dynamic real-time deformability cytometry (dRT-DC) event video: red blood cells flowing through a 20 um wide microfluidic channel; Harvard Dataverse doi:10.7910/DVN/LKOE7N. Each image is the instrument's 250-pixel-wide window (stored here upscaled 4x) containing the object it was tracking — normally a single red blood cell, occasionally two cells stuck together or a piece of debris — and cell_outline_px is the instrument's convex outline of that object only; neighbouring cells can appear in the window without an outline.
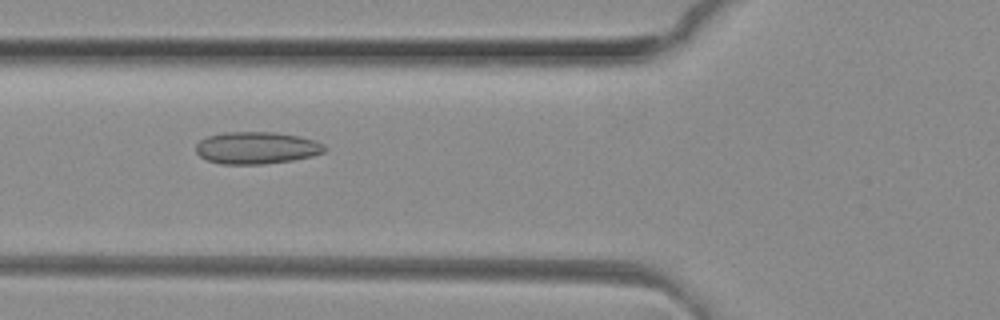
{"species": "common noctule bat (a hibernating species)", "species_latin": "Nyctalus noctula", "temperature_condition": "room temperature", "stored_images_in_passage": 38, "camera_frame_rate_fps": 3000, "um_per_image_px": 0.085, "animal": {"sex": "female", "body_mass_g": 29.2, "forearm_length_mm": 56.3}, "frame": {"image": 1, "passage_image": 7, "time_ms": 2.0, "image_size_px": [1000, 320], "cell_outline_px": [[328, 148], [324, 152], [312, 156], [292, 160], [264, 164], [220, 164], [208, 160], [200, 156], [196, 152], [196, 144], [200, 140], [208, 136], [224, 132], [276, 132], [300, 136], [324, 144]], "centroid_in_image_um": [21.81, 12.56], "position_along_channel_um": 104.0, "area_um2": 24.16}}
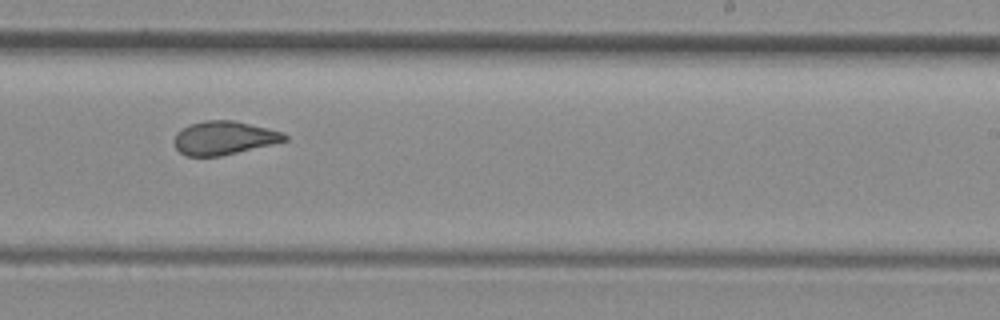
{"frame": {"image": 2, "passage_image": 19, "time_ms": 6.0, "image_size_px": [1000, 320], "cell_outline_px": [[288, 140], [220, 156], [188, 156], [180, 152], [176, 148], [172, 140], [176, 132], [188, 124], [204, 120], [232, 120], [268, 128], [284, 132], [288, 136]], "centroid_in_image_um": [19.0, 11.71], "position_along_channel_um": 270.0, "area_um2": 21.62}}
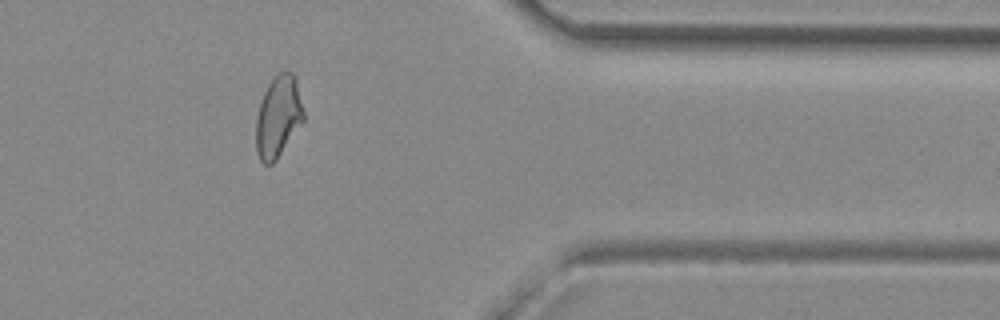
{"frame": {"image": 3, "passage_image": 29, "time_ms": 9.333, "image_size_px": [1000, 320], "cell_outline_px": [[304, 120], [276, 160], [272, 164], [264, 164], [260, 160], [256, 152], [256, 120], [260, 104], [264, 92], [268, 84], [276, 72], [280, 68], [288, 68], [296, 76], [304, 112]], "centroid_in_image_um": [23.66, 9.84], "position_along_channel_um": 387.7, "area_um2": 23.0}, "authors_computed_cell_mechanics": {"area_um2": 22.8599, "velocity_mm_per_s": 4.1561, "shape_relaxation_time_tau1_ms": null, "shape_relaxation_time_tau2_ms": 1.2813, "deformation_change_tau1": null, "deformation_change_tau2": 0.0808}}